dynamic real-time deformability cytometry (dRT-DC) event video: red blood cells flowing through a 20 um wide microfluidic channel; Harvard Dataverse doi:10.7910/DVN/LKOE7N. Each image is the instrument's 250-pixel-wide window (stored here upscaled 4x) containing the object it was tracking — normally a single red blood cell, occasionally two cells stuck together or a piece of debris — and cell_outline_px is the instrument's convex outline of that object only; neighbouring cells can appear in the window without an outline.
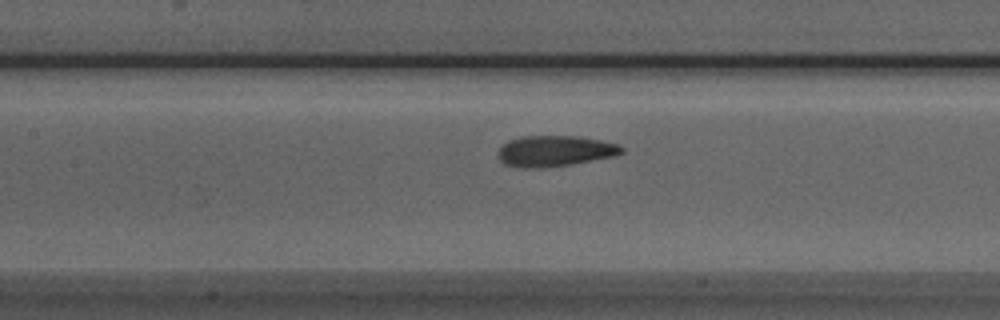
{"species": "Egyptian fruit bat (a non-hibernating species)", "species_latin": "Rousettus aegyptiacus", "temperature_condition": "room temperature", "stored_images_in_passage": 28, "camera_frame_rate_fps": 3000, "um_per_image_px": 0.085, "animal": {"sex": "male"}, "frame": {"image": 1, "passage_image": 16, "time_ms": 5.0, "image_size_px": [1000, 320], "cell_outline_px": [[624, 152], [616, 156], [572, 164], [540, 168], [504, 164], [496, 156], [496, 152], [508, 140], [524, 136], [576, 136], [600, 140], [620, 144], [624, 148]], "centroid_in_image_um": [47.2, 12.82], "position_along_channel_um": 160.2, "area_um2": 22.2}}
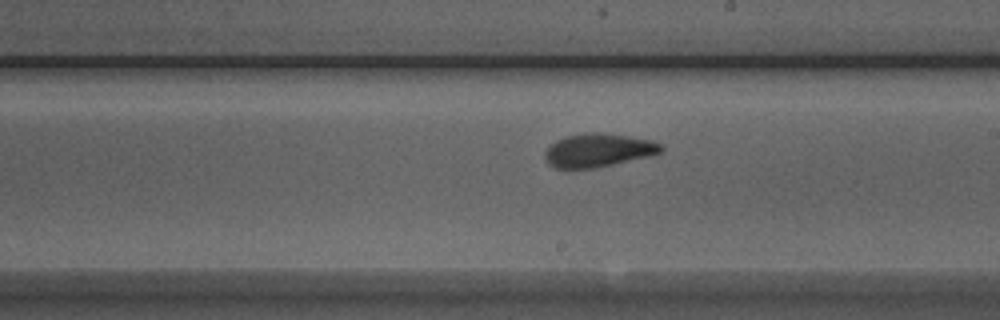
{"frame": {"image": 2, "passage_image": 22, "time_ms": 7.0, "image_size_px": [1000, 320], "cell_outline_px": [[664, 148], [660, 152], [648, 156], [596, 168], [556, 168], [548, 164], [544, 160], [544, 152], [556, 140], [564, 136], [584, 132], [600, 132], [628, 136], [652, 140], [660, 144]], "centroid_in_image_um": [50.81, 12.76], "position_along_channel_um": 238.2, "area_um2": 22.66}}
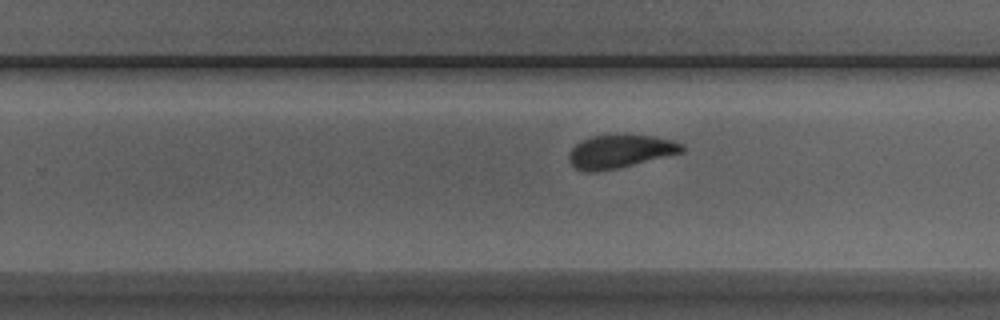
{"frame": {"image": 3, "passage_image": 25, "time_ms": 8.0, "image_size_px": [1000, 320], "cell_outline_px": [[684, 152], [616, 168], [596, 172], [588, 172], [576, 168], [568, 160], [568, 152], [580, 140], [592, 136], [656, 136], [672, 140], [684, 144]], "centroid_in_image_um": [52.69, 12.88], "position_along_channel_um": 277.1, "area_um2": 21.56}}